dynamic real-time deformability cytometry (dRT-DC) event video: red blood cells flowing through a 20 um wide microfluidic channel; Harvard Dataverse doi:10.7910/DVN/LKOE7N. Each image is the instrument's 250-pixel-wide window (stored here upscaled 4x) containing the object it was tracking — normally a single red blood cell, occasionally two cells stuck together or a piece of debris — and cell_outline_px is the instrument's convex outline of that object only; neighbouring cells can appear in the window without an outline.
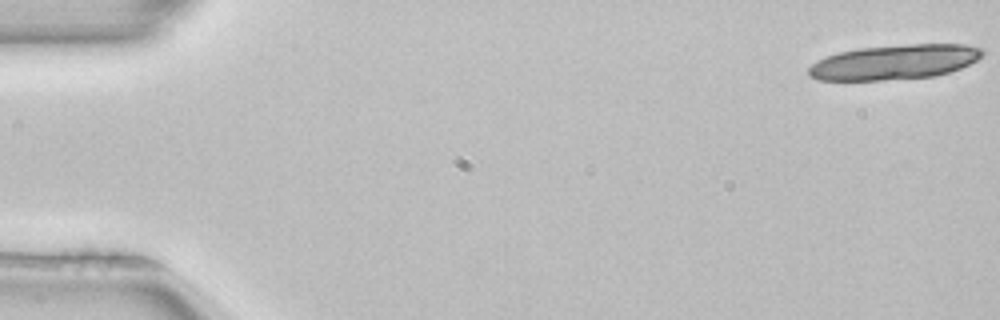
{"species": "common noctule bat (a hibernating species)", "species_latin": "Nyctalus noctula", "temperature_condition": "room temperature", "stored_images_in_passage": 5, "camera_frame_rate_fps": 3000, "um_per_image_px": 0.085, "animal": {"sex": "female", "body_mass_g": 22.7, "forearm_length_mm": 54.2}, "frame": {"image": 1, "passage_image": 1, "time_ms": 0.0, "image_size_px": [1000, 320], "cell_outline_px": [[984, 52], [976, 60], [960, 68], [936, 76], [884, 80], [816, 80], [808, 76], [808, 68], [812, 64], [828, 56], [840, 52], [860, 48], [908, 44], [964, 44], [984, 48]], "centroid_in_image_um": [76.04, 5.28], "position_along_channel_um": 9.0, "area_um2": 35.08}}
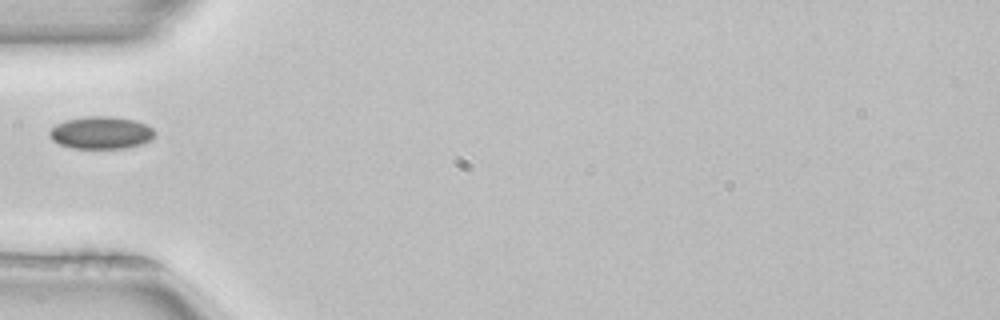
{"frame": {"image": 2, "passage_image": 5, "time_ms": 1.333, "image_size_px": [1000, 320], "cell_outline_px": [[156, 132], [152, 140], [128, 148], [72, 148], [60, 144], [52, 140], [48, 132], [56, 124], [64, 120], [84, 116], [108, 116], [132, 120], [144, 124], [152, 128]], "centroid_in_image_um": [8.58, 11.28], "position_along_channel_um": 76.4, "area_um2": 19.88}}